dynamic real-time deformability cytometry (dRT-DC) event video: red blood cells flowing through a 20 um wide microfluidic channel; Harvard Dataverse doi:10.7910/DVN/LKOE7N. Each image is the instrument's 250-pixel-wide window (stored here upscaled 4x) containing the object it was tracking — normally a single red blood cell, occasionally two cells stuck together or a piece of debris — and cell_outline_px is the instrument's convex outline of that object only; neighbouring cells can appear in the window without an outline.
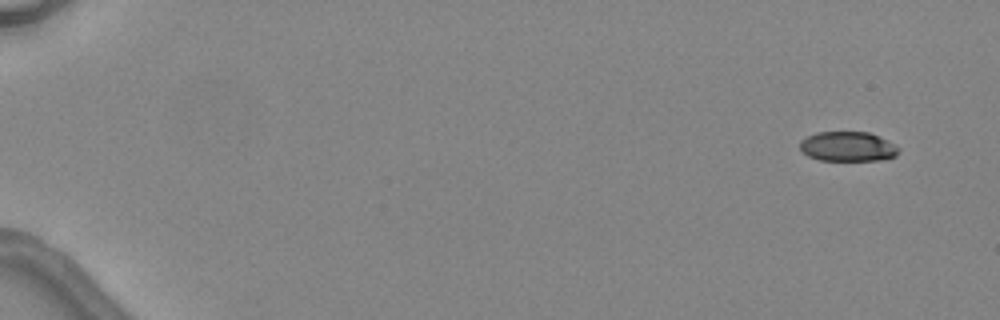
{"species": "common noctule bat (a hibernating species)", "species_latin": "Nyctalus noctula", "temperature_condition": "warm", "stored_images_in_passage": 4, "camera_frame_rate_fps": 3000, "um_per_image_px": 0.085, "animal": {"sex": "female", "body_mass_g": 24.6, "forearm_length_mm": 56.2}, "frame": {"image": 1, "passage_image": 1, "time_ms": 0.0, "image_size_px": [1000, 320], "cell_outline_px": [[900, 148], [896, 156], [880, 160], [820, 160], [808, 156], [800, 148], [800, 140], [816, 132], [868, 132]], "centroid_in_image_um": [72.03, 12.46], "position_along_channel_um": 13.0, "area_um2": 16.82}}
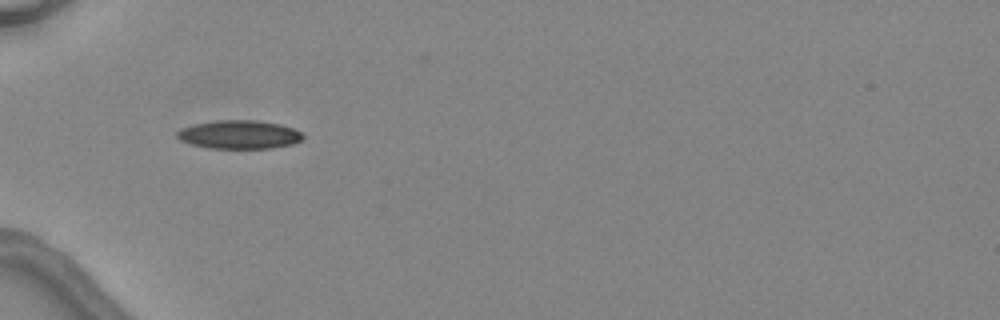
{"frame": {"image": 2, "passage_image": 4, "time_ms": 5.0, "image_size_px": [1000, 320], "cell_outline_px": [[304, 136], [300, 140], [292, 144], [272, 148], [208, 148], [192, 144], [180, 140], [176, 136], [176, 132], [180, 128], [192, 124], [216, 120], [256, 120], [280, 124], [292, 128], [300, 132]], "centroid_in_image_um": [20.29, 11.43], "position_along_channel_um": 64.7, "area_um2": 20.92}}